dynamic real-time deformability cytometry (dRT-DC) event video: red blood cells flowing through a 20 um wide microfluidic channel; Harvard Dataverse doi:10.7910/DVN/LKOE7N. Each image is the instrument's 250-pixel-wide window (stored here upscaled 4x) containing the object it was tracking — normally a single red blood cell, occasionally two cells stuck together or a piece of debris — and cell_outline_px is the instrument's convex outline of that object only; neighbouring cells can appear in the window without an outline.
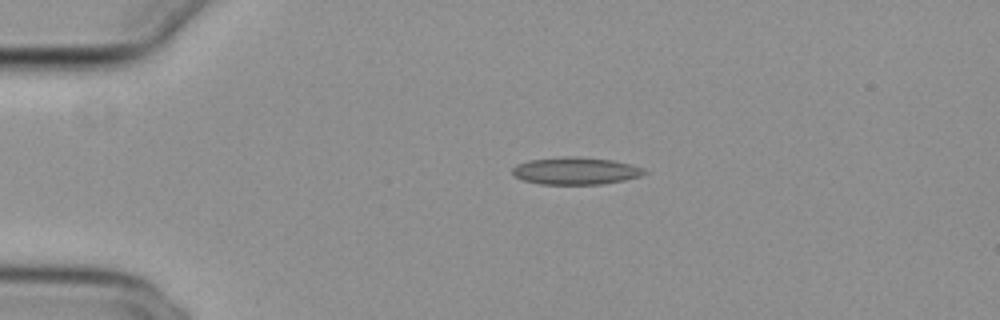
{"species": "common noctule bat (a hibernating species)", "species_latin": "Nyctalus noctula", "temperature_condition": "cold", "stored_images_in_passage": 43, "camera_frame_rate_fps": 3000, "um_per_image_px": 0.085, "animal": {"sex": "female", "body_mass_g": 29.2, "forearm_length_mm": 56.3}, "frame": {"image": 1, "passage_image": 1, "time_ms": 0.0, "image_size_px": [1000, 320], "cell_outline_px": [[648, 172], [640, 176], [624, 180], [600, 184], [540, 184], [524, 180], [516, 176], [512, 172], [512, 168], [516, 164], [528, 160], [564, 156], [576, 156], [612, 160], [632, 164], [644, 168]], "centroid_in_image_um": [48.94, 14.51], "position_along_channel_um": 36.1, "area_um2": 21.04}}
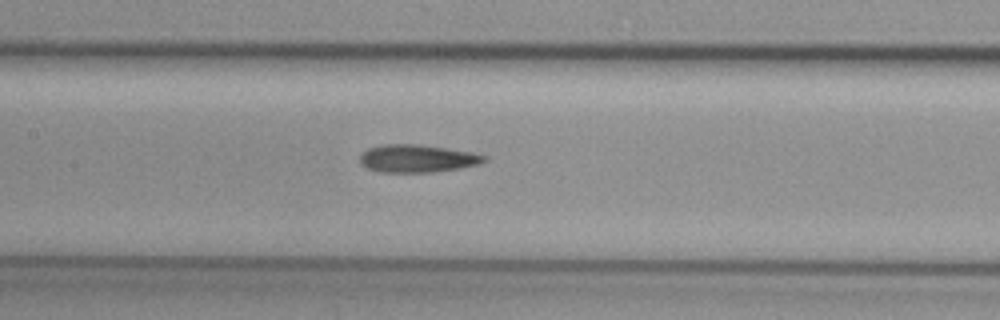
{"frame": {"image": 2, "passage_image": 15, "time_ms": 4.667, "image_size_px": [1000, 320], "cell_outline_px": [[488, 160], [480, 164], [460, 168], [432, 172], [380, 172], [368, 168], [360, 164], [360, 156], [368, 148], [380, 144], [420, 144], [472, 152], [488, 156]], "centroid_in_image_um": [35.49, 13.46], "position_along_channel_um": 171.9, "area_um2": 20.23}}
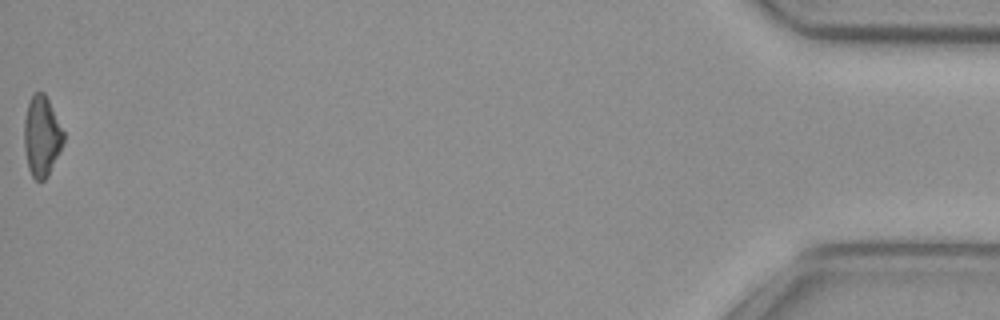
{"frame": {"image": 3, "passage_image": 43, "time_ms": 14.0, "image_size_px": [1000, 320], "cell_outline_px": [[64, 144], [48, 176], [44, 180], [36, 180], [32, 176], [28, 168], [24, 148], [24, 120], [28, 104], [32, 96], [36, 92], [44, 92], [64, 132]], "centroid_in_image_um": [3.55, 11.61], "position_along_channel_um": 431.7, "area_um2": 18.38}}